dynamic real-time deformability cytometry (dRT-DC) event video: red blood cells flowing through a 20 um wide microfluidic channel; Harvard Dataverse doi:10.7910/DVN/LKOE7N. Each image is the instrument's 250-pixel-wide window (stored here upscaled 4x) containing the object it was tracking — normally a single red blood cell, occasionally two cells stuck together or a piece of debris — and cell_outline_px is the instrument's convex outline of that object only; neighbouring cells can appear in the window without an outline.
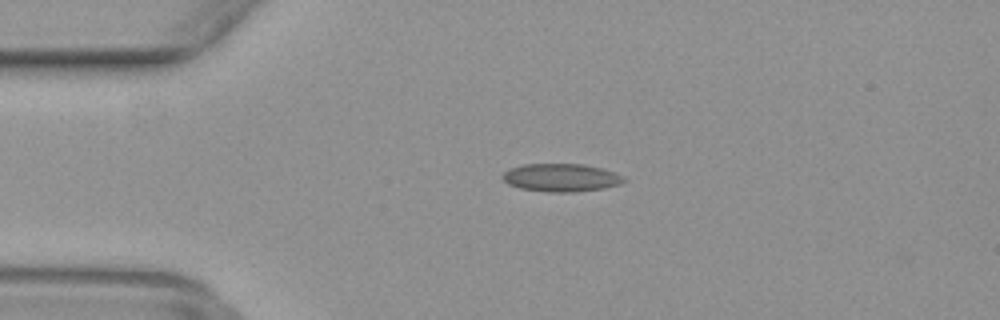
{"species": "common noctule bat (a hibernating species)", "species_latin": "Nyctalus noctula", "temperature_condition": "warm", "stored_images_in_passage": 35, "camera_frame_rate_fps": 3000, "um_per_image_px": 0.085, "animal": {"sex": "female", "body_mass_g": 29.2, "forearm_length_mm": 56.3}, "frame": {"image": 1, "passage_image": 1, "time_ms": 0.0, "image_size_px": [1000, 320], "cell_outline_px": [[628, 180], [620, 184], [604, 188], [572, 192], [548, 192], [520, 188], [508, 184], [500, 176], [504, 172], [512, 168], [524, 164], [584, 164], [616, 172], [624, 176]], "centroid_in_image_um": [47.73, 15.1], "position_along_channel_um": 37.3, "area_um2": 19.83}}
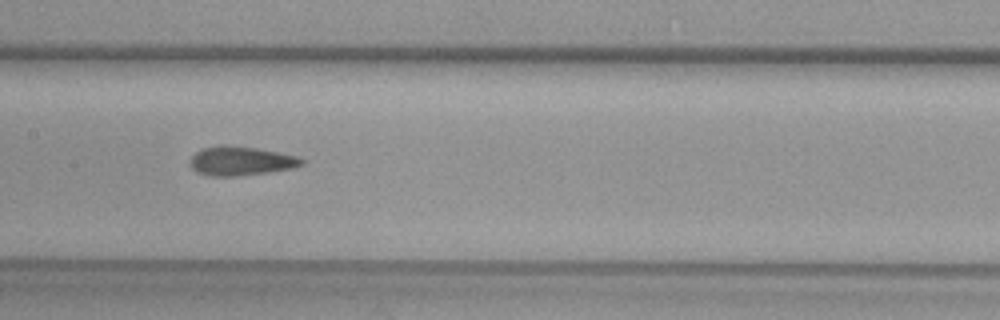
{"frame": {"image": 2, "passage_image": 14, "time_ms": 4.333, "image_size_px": [1000, 320], "cell_outline_px": [[304, 164], [292, 168], [268, 172], [236, 176], [208, 176], [196, 172], [188, 164], [188, 160], [200, 148], [220, 144], [228, 144], [256, 148], [300, 156], [304, 160]], "centroid_in_image_um": [20.42, 13.67], "position_along_channel_um": 187.0, "area_um2": 19.31}}
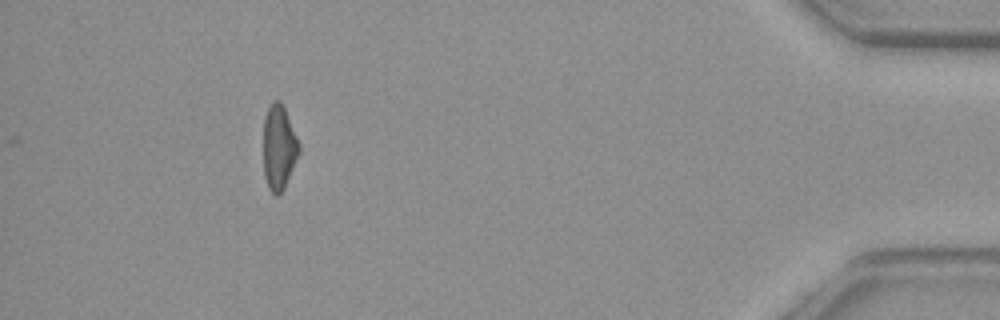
{"frame": {"image": 3, "passage_image": 35, "time_ms": 11.333, "image_size_px": [1000, 320], "cell_outline_px": [[300, 152], [284, 188], [276, 196], [268, 188], [264, 176], [264, 116], [268, 108], [276, 100], [280, 100], [284, 108], [300, 144]], "centroid_in_image_um": [23.71, 12.54], "position_along_channel_um": 411.5, "area_um2": 17.4}}